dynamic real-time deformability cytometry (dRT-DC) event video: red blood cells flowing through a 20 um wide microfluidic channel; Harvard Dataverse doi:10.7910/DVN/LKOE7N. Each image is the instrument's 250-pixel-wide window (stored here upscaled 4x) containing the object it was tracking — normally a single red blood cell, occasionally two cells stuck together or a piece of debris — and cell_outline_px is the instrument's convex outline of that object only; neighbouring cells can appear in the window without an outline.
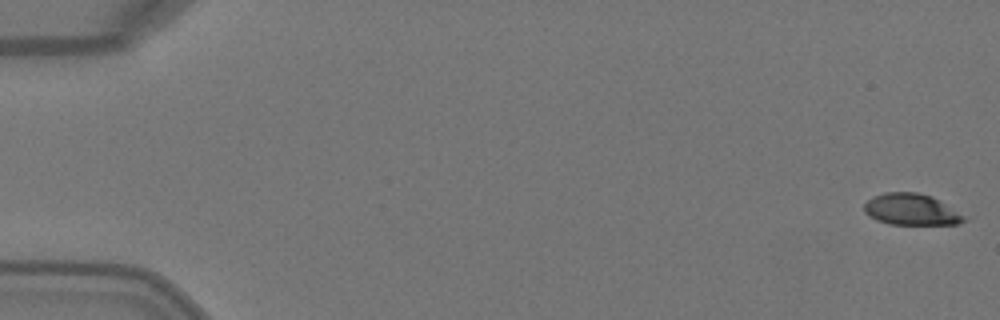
{"species": "Egyptian fruit bat (a non-hibernating species)", "species_latin": "Rousettus aegyptiacus", "temperature_condition": "warm", "stored_images_in_passage": 6, "camera_frame_rate_fps": 3000, "um_per_image_px": 0.085, "animal": {"sex": "female"}, "frame": {"image": 1, "passage_image": 1, "time_ms": 0.0, "image_size_px": [1000, 320], "cell_outline_px": [[968, 220], [956, 224], [888, 224], [876, 220], [868, 216], [864, 212], [864, 204], [872, 196], [884, 192], [916, 192], [932, 196], [964, 216]], "centroid_in_image_um": [77.4, 17.8], "position_along_channel_um": 7.6, "area_um2": 18.21}}